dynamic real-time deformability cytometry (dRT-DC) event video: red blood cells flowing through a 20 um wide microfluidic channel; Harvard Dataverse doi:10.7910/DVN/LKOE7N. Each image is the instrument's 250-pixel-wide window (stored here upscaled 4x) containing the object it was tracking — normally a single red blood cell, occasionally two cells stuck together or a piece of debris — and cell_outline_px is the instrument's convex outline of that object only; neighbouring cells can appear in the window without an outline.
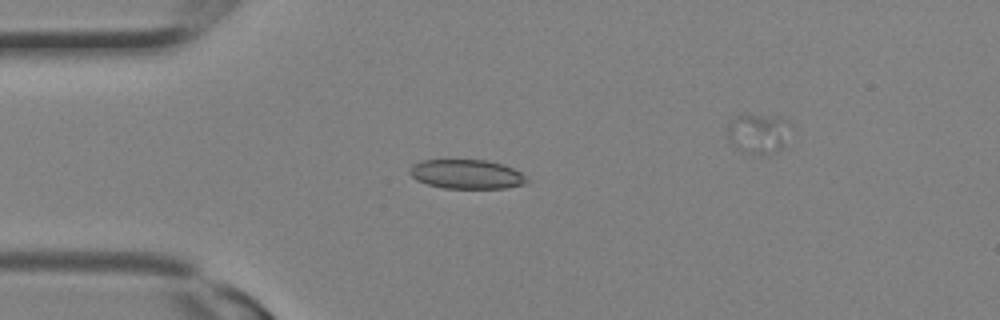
{"species": "Egyptian fruit bat (a non-hibernating species)", "species_latin": "Rousettus aegyptiacus", "temperature_condition": "room temperature", "stored_images_in_passage": 11, "segment_of_instrument_passage": [1, 2], "camera_frame_rate_fps": 3000, "um_per_image_px": 0.085, "animal": {"sex": "female"}, "frame": {"image": 1, "passage_image": 7, "time_ms": 2.0, "image_size_px": [1000, 320], "cell_outline_px": [[528, 184], [504, 188], [444, 188], [428, 184], [416, 180], [408, 172], [408, 168], [412, 164], [420, 160], [488, 160], [504, 164], [520, 172], [528, 180]], "centroid_in_image_um": [39.65, 14.8], "position_along_channel_um": 45.4, "area_um2": 20.11}}
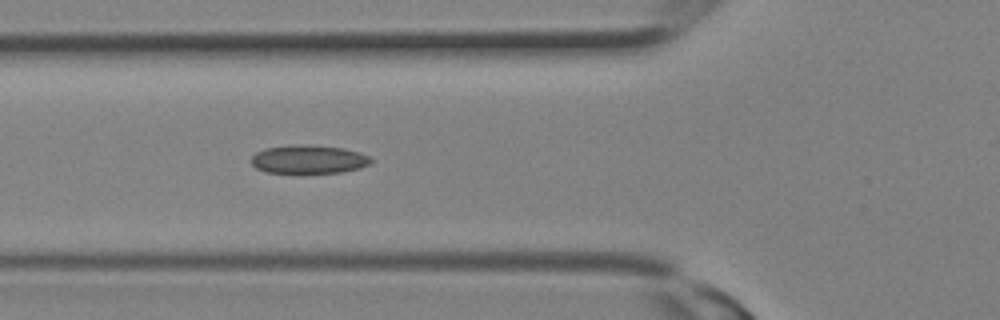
{"frame": {"image": 2, "passage_image": 10, "time_ms": 3.0, "image_size_px": [1000, 320], "cell_outline_px": [[372, 164], [360, 168], [340, 172], [300, 176], [268, 172], [256, 168], [248, 160], [256, 152], [264, 148], [300, 144], [304, 144], [344, 148], [360, 152], [368, 156], [372, 160]], "centroid_in_image_um": [26.21, 13.59], "position_along_channel_um": 99.6, "area_um2": 20.87}}